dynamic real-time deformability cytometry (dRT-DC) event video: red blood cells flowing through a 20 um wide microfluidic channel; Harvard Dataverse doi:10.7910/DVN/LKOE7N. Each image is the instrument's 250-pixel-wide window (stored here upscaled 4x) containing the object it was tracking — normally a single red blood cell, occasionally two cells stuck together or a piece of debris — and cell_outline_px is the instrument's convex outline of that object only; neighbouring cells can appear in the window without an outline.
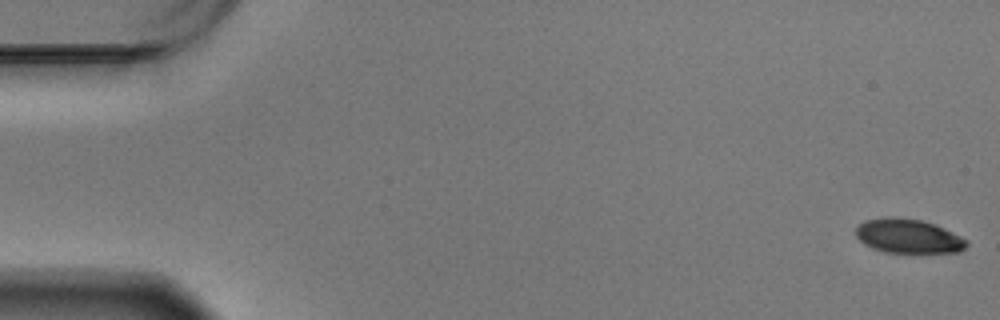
{"species": "Egyptian fruit bat (a non-hibernating species)", "species_latin": "Rousettus aegyptiacus", "temperature_condition": "warm", "stored_images_in_passage": 57, "camera_frame_rate_fps": 3000, "um_per_image_px": 0.085, "animal": {"sex": "male"}, "frame": {"image": 1, "passage_image": 1, "time_ms": 0.0, "image_size_px": [1000, 320], "cell_outline_px": [[968, 244], [960, 252], [884, 252], [872, 248], [864, 244], [856, 236], [856, 228], [864, 220], [888, 216], [920, 220], [936, 224], [968, 240]], "centroid_in_image_um": [77.19, 20.06], "position_along_channel_um": 7.8, "area_um2": 22.02}}
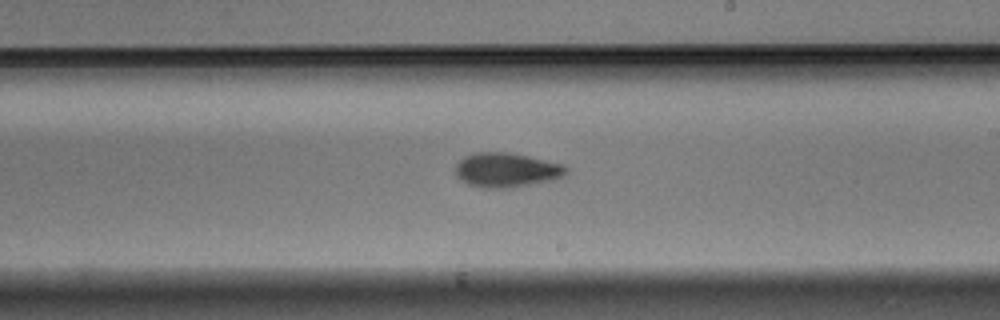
{"frame": {"image": 2, "passage_image": 33, "time_ms": 10.667, "image_size_px": [1000, 320], "cell_outline_px": [[568, 172], [564, 176], [552, 180], [512, 188], [484, 188], [468, 184], [460, 180], [456, 176], [456, 164], [464, 156], [476, 152], [508, 152], [528, 156], [564, 164], [568, 168]], "centroid_in_image_um": [43.06, 14.45], "position_along_channel_um": 245.9, "area_um2": 22.43}}
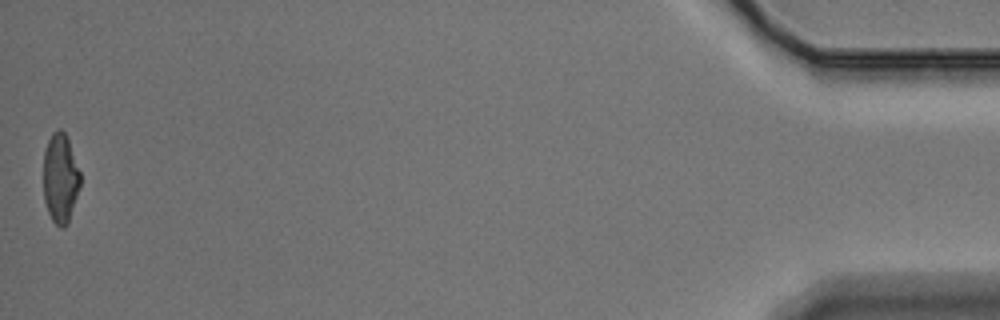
{"frame": {"image": 3, "passage_image": 57, "time_ms": 18.667, "image_size_px": [1000, 320], "cell_outline_px": [[80, 188], [68, 224], [64, 228], [60, 228], [52, 220], [48, 212], [44, 200], [44, 152], [48, 140], [52, 132], [60, 128], [64, 132], [68, 140], [80, 172]], "centroid_in_image_um": [5.13, 15.18], "position_along_channel_um": 430.1, "area_um2": 19.25}, "authors_computed_cell_mechanics": {"area_um2": 20.6924, "velocity_mm_per_s": 3.4689, "shape_relaxation_time_tau1_ms": 3.3012, "shape_relaxation_time_tau2_ms": 4.3724, "deformation_change_tau1": 0.1686, "deformation_change_tau2": 0.1091}}